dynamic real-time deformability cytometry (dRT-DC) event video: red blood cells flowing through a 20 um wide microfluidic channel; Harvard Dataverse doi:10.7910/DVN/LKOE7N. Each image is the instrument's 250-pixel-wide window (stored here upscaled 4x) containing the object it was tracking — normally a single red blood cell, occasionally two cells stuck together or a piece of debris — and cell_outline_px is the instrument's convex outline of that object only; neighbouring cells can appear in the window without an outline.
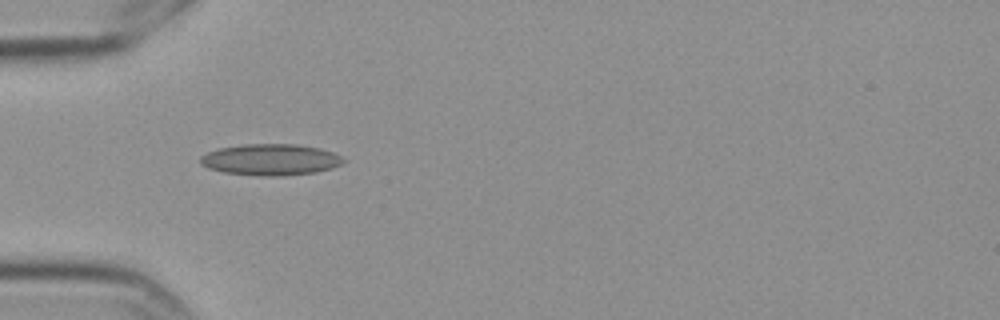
{"species": "Egyptian fruit bat (a non-hibernating species)", "species_latin": "Rousettus aegyptiacus", "temperature_condition": "cold", "stored_images_in_passage": 4, "camera_frame_rate_fps": 3000, "um_per_image_px": 0.085, "frame": {"image": 1, "passage_image": 3, "time_ms": 0.667, "image_size_px": [1000, 320], "cell_outline_px": [[344, 160], [340, 164], [332, 168], [316, 172], [284, 176], [264, 176], [224, 172], [208, 168], [200, 164], [200, 156], [208, 152], [220, 148], [244, 144], [296, 144], [320, 148], [332, 152], [340, 156]], "centroid_in_image_um": [22.99, 13.57], "position_along_channel_um": 62.0, "area_um2": 26.01}}
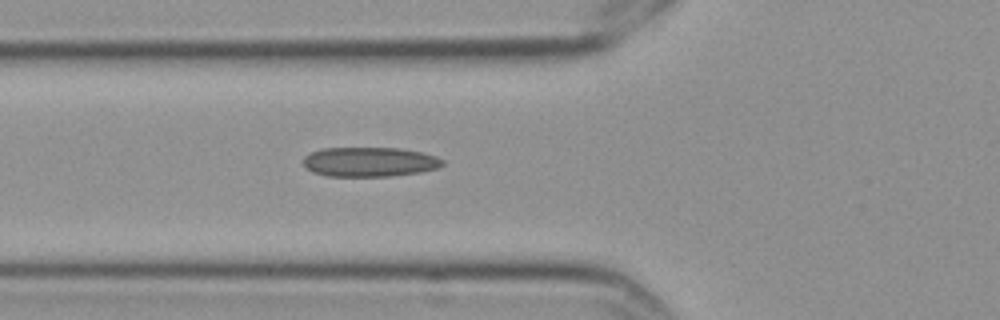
{"frame": {"image": 2, "passage_image": 4, "time_ms": 1.0, "image_size_px": [1000, 320], "cell_outline_px": [[444, 164], [440, 168], [420, 172], [388, 176], [328, 176], [312, 172], [304, 164], [304, 156], [320, 148], [400, 148], [420, 152], [436, 156], [444, 160]], "centroid_in_image_um": [31.44, 13.76], "position_along_channel_um": 94.4, "area_um2": 23.99}}